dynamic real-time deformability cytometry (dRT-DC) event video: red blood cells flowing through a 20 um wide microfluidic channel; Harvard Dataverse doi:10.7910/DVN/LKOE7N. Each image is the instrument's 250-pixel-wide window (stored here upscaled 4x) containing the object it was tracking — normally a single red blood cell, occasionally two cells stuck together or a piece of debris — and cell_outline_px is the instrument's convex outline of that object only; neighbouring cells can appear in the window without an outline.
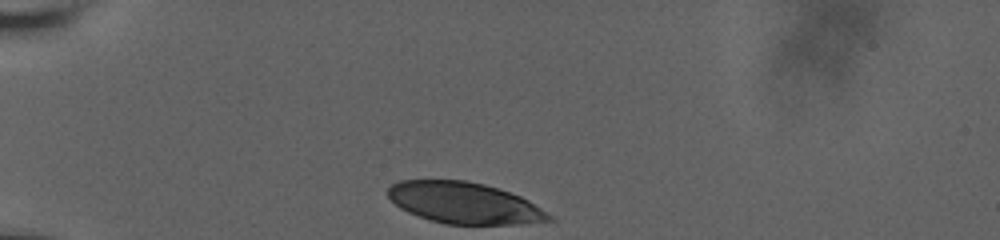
{"species": "human", "species_latin": "Homo sapiens", "temperature_condition": "room temperature", "stored_images_in_passage": 18, "camera_frame_rate_fps": 3000, "um_per_image_px": 0.085, "donor": {"sex": "male"}, "frame": {"image": 1, "passage_image": 1, "time_ms": 0.0, "image_size_px": [1000, 240], "cell_outline_px": [[556, 220], [520, 224], [444, 224], [408, 212], [400, 208], [388, 196], [388, 188], [392, 184], [400, 180], [468, 180], [484, 184], [520, 196], [528, 200], [552, 216]], "centroid_in_image_um": [39.46, 17.25], "position_along_channel_um": 45.5, "area_um2": 38.49}}
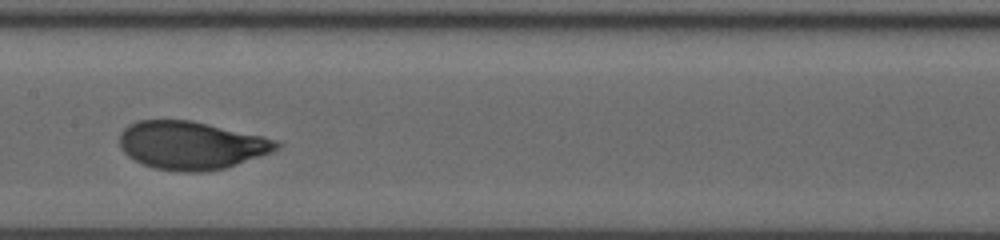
{"frame": {"image": 2, "passage_image": 11, "time_ms": 5.0, "image_size_px": [1000, 240], "cell_outline_px": [[280, 148], [272, 152], [228, 168], [204, 172], [180, 172], [156, 168], [144, 164], [128, 156], [120, 148], [120, 132], [128, 124], [140, 120], [192, 120], [260, 136], [276, 140], [280, 144]], "centroid_in_image_um": [16.25, 12.36], "position_along_channel_um": 191.1, "area_um2": 43.99}}
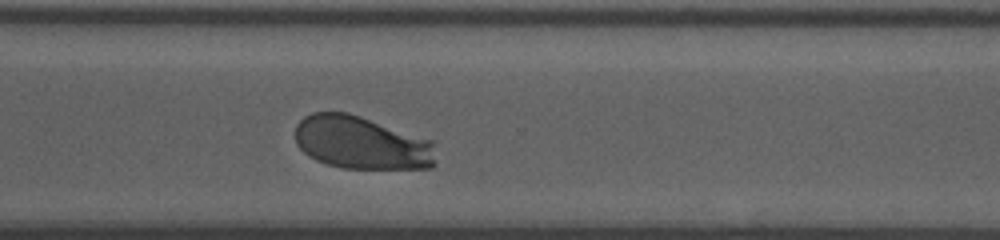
{"frame": {"image": 3, "passage_image": 18, "time_ms": 9.0, "image_size_px": [1000, 240], "cell_outline_px": [[436, 164], [432, 168], [344, 168], [328, 164], [316, 160], [308, 156], [296, 144], [296, 124], [304, 116], [312, 112], [348, 112], [432, 140]], "centroid_in_image_um": [30.71, 12.13], "position_along_channel_um": 339.9, "area_um2": 43.47}}